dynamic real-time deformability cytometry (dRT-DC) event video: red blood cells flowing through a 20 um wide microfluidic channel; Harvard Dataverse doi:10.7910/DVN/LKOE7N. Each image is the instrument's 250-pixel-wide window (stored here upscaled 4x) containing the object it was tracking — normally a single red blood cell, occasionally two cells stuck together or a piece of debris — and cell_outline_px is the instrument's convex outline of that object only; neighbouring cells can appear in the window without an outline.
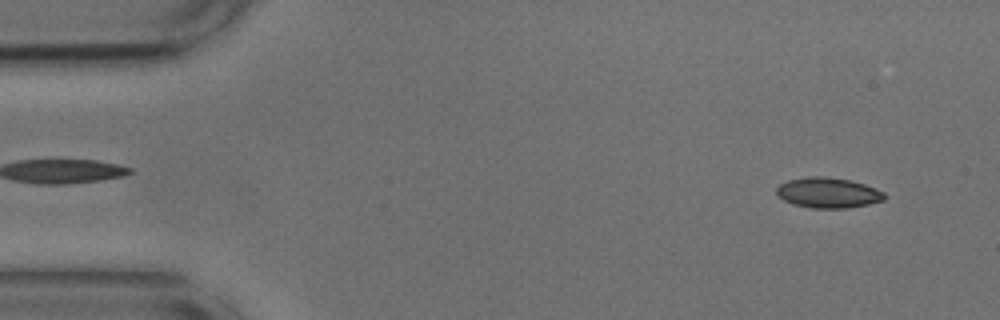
{"species": "common noctule bat (a hibernating species)", "species_latin": "Nyctalus noctula", "temperature_condition": "cold", "stored_images_in_passage": 12, "camera_frame_rate_fps": 3000, "um_per_image_px": 0.085, "animal": {"sex": "male", "body_mass_g": 17.9, "forearm_length_mm": 54.2}, "frame": {"image": 1, "passage_image": 2, "time_ms": 0.333, "image_size_px": [1000, 320], "cell_outline_px": [[888, 196], [884, 200], [868, 204], [848, 208], [812, 208], [792, 204], [784, 200], [776, 192], [776, 188], [780, 184], [788, 180], [808, 176], [824, 176], [848, 180], [864, 184], [876, 188], [884, 192]], "centroid_in_image_um": [70.4, 16.38], "position_along_channel_um": 14.6, "area_um2": 19.13}}